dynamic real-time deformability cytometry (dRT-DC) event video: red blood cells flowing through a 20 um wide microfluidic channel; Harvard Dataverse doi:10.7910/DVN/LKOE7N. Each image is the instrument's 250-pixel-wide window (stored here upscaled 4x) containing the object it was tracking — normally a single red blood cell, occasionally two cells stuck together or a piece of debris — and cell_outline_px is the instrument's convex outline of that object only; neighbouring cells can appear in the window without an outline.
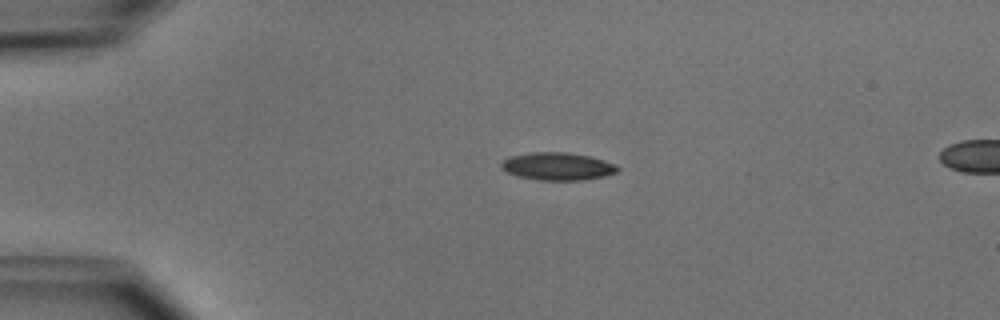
{"species": "common noctule bat (a hibernating species)", "species_latin": "Nyctalus noctula", "temperature_condition": "cold", "stored_images_in_passage": 4, "segment_of_instrument_passage": [1, 2], "camera_frame_rate_fps": 3000, "um_per_image_px": 0.085, "animal": {"sex": "male", "body_mass_g": 15.6}, "frame": {"image": 1, "passage_image": 2, "time_ms": 1.333, "image_size_px": [1000, 320], "cell_outline_px": [[620, 168], [616, 172], [604, 176], [584, 180], [536, 180], [516, 176], [500, 168], [500, 164], [508, 156], [532, 152], [568, 152], [588, 156], [604, 160], [616, 164]], "centroid_in_image_um": [47.37, 14.14], "position_along_channel_um": 37.6, "area_um2": 18.9}}